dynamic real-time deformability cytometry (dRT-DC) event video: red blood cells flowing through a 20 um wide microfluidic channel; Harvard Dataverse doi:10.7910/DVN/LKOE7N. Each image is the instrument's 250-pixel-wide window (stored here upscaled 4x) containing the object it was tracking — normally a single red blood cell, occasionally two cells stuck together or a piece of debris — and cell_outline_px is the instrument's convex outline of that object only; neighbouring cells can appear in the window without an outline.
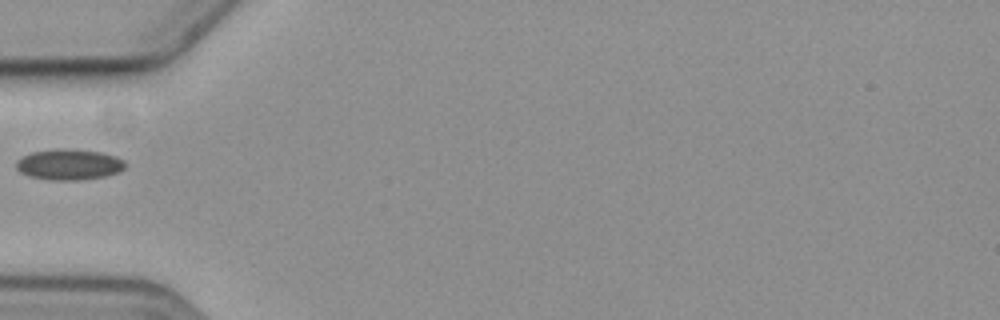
{"species": "common noctule bat (a hibernating species)", "species_latin": "Nyctalus noctula", "temperature_condition": "cold", "stored_images_in_passage": 1, "camera_frame_rate_fps": 3000, "um_per_image_px": 0.085, "animal": {"sex": "female", "body_mass_g": 19.3, "forearm_length_mm": 54.1}, "frame": {"image": 1, "passage_image": 1, "time_ms": 0.0, "image_size_px": [1000, 320], "cell_outline_px": [[124, 168], [120, 172], [104, 176], [80, 180], [48, 180], [28, 176], [20, 172], [16, 168], [16, 160], [32, 152], [56, 148], [64, 148], [100, 152], [116, 156], [124, 160]], "centroid_in_image_um": [5.85, 13.98], "position_along_channel_um": 79.2, "area_um2": 19.65}}